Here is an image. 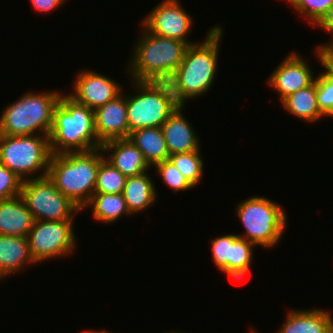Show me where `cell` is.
Listing matches in <instances>:
<instances>
[{
  "label": "cell",
  "instance_id": "cell-5",
  "mask_svg": "<svg viewBox=\"0 0 333 333\" xmlns=\"http://www.w3.org/2000/svg\"><path fill=\"white\" fill-rule=\"evenodd\" d=\"M62 91L26 92L15 102L3 108L0 116V134L22 136L49 135L53 112ZM40 132V133H39Z\"/></svg>",
  "mask_w": 333,
  "mask_h": 333
},
{
  "label": "cell",
  "instance_id": "cell-9",
  "mask_svg": "<svg viewBox=\"0 0 333 333\" xmlns=\"http://www.w3.org/2000/svg\"><path fill=\"white\" fill-rule=\"evenodd\" d=\"M20 196L34 221L74 220L81 209L63 195L48 178L27 179L22 182Z\"/></svg>",
  "mask_w": 333,
  "mask_h": 333
},
{
  "label": "cell",
  "instance_id": "cell-30",
  "mask_svg": "<svg viewBox=\"0 0 333 333\" xmlns=\"http://www.w3.org/2000/svg\"><path fill=\"white\" fill-rule=\"evenodd\" d=\"M22 182L20 177L0 163V200L20 196Z\"/></svg>",
  "mask_w": 333,
  "mask_h": 333
},
{
  "label": "cell",
  "instance_id": "cell-18",
  "mask_svg": "<svg viewBox=\"0 0 333 333\" xmlns=\"http://www.w3.org/2000/svg\"><path fill=\"white\" fill-rule=\"evenodd\" d=\"M329 312L321 308L289 310L283 326L275 333H333V317Z\"/></svg>",
  "mask_w": 333,
  "mask_h": 333
},
{
  "label": "cell",
  "instance_id": "cell-6",
  "mask_svg": "<svg viewBox=\"0 0 333 333\" xmlns=\"http://www.w3.org/2000/svg\"><path fill=\"white\" fill-rule=\"evenodd\" d=\"M236 207V215L245 228L243 235L239 234V237L265 249H271L280 243L288 219L279 203L255 195L243 200Z\"/></svg>",
  "mask_w": 333,
  "mask_h": 333
},
{
  "label": "cell",
  "instance_id": "cell-17",
  "mask_svg": "<svg viewBox=\"0 0 333 333\" xmlns=\"http://www.w3.org/2000/svg\"><path fill=\"white\" fill-rule=\"evenodd\" d=\"M185 106L180 105L161 126L169 156L191 151H200V140L194 126L183 115Z\"/></svg>",
  "mask_w": 333,
  "mask_h": 333
},
{
  "label": "cell",
  "instance_id": "cell-27",
  "mask_svg": "<svg viewBox=\"0 0 333 333\" xmlns=\"http://www.w3.org/2000/svg\"><path fill=\"white\" fill-rule=\"evenodd\" d=\"M290 5L303 16L304 20L307 19L316 28L333 5V0H294Z\"/></svg>",
  "mask_w": 333,
  "mask_h": 333
},
{
  "label": "cell",
  "instance_id": "cell-25",
  "mask_svg": "<svg viewBox=\"0 0 333 333\" xmlns=\"http://www.w3.org/2000/svg\"><path fill=\"white\" fill-rule=\"evenodd\" d=\"M169 159L193 187L199 185L205 164L200 151L172 154Z\"/></svg>",
  "mask_w": 333,
  "mask_h": 333
},
{
  "label": "cell",
  "instance_id": "cell-33",
  "mask_svg": "<svg viewBox=\"0 0 333 333\" xmlns=\"http://www.w3.org/2000/svg\"><path fill=\"white\" fill-rule=\"evenodd\" d=\"M325 32L331 33L333 35V5L328 10L327 14L321 19V21L316 25ZM332 41L328 43L320 44L319 46H333V36Z\"/></svg>",
  "mask_w": 333,
  "mask_h": 333
},
{
  "label": "cell",
  "instance_id": "cell-31",
  "mask_svg": "<svg viewBox=\"0 0 333 333\" xmlns=\"http://www.w3.org/2000/svg\"><path fill=\"white\" fill-rule=\"evenodd\" d=\"M315 55L325 72L333 79V46H316Z\"/></svg>",
  "mask_w": 333,
  "mask_h": 333
},
{
  "label": "cell",
  "instance_id": "cell-35",
  "mask_svg": "<svg viewBox=\"0 0 333 333\" xmlns=\"http://www.w3.org/2000/svg\"><path fill=\"white\" fill-rule=\"evenodd\" d=\"M167 333V332H166ZM169 333V332H168ZM170 333H184L183 331L179 332V331H170ZM186 333V332H185Z\"/></svg>",
  "mask_w": 333,
  "mask_h": 333
},
{
  "label": "cell",
  "instance_id": "cell-23",
  "mask_svg": "<svg viewBox=\"0 0 333 333\" xmlns=\"http://www.w3.org/2000/svg\"><path fill=\"white\" fill-rule=\"evenodd\" d=\"M128 138L143 153L151 169L156 163L169 159L161 127L139 128L130 132Z\"/></svg>",
  "mask_w": 333,
  "mask_h": 333
},
{
  "label": "cell",
  "instance_id": "cell-24",
  "mask_svg": "<svg viewBox=\"0 0 333 333\" xmlns=\"http://www.w3.org/2000/svg\"><path fill=\"white\" fill-rule=\"evenodd\" d=\"M91 208L92 217L98 222L111 224L121 217L132 216L126 206L122 193H94L83 210ZM124 215V216H123Z\"/></svg>",
  "mask_w": 333,
  "mask_h": 333
},
{
  "label": "cell",
  "instance_id": "cell-26",
  "mask_svg": "<svg viewBox=\"0 0 333 333\" xmlns=\"http://www.w3.org/2000/svg\"><path fill=\"white\" fill-rule=\"evenodd\" d=\"M126 178L103 157L97 171L94 193L120 194L123 192Z\"/></svg>",
  "mask_w": 333,
  "mask_h": 333
},
{
  "label": "cell",
  "instance_id": "cell-22",
  "mask_svg": "<svg viewBox=\"0 0 333 333\" xmlns=\"http://www.w3.org/2000/svg\"><path fill=\"white\" fill-rule=\"evenodd\" d=\"M281 104L289 114L307 123H317L322 120L324 115L319 109L317 100V76L309 86L285 97Z\"/></svg>",
  "mask_w": 333,
  "mask_h": 333
},
{
  "label": "cell",
  "instance_id": "cell-34",
  "mask_svg": "<svg viewBox=\"0 0 333 333\" xmlns=\"http://www.w3.org/2000/svg\"><path fill=\"white\" fill-rule=\"evenodd\" d=\"M81 333H112V332H109L107 330L105 331V329L104 330L101 329V330H98V331L93 329V330H89V331L88 330H84Z\"/></svg>",
  "mask_w": 333,
  "mask_h": 333
},
{
  "label": "cell",
  "instance_id": "cell-28",
  "mask_svg": "<svg viewBox=\"0 0 333 333\" xmlns=\"http://www.w3.org/2000/svg\"><path fill=\"white\" fill-rule=\"evenodd\" d=\"M153 168L162 181L172 189L173 193L179 191H187L193 188L190 182L182 175L170 159L156 163Z\"/></svg>",
  "mask_w": 333,
  "mask_h": 333
},
{
  "label": "cell",
  "instance_id": "cell-29",
  "mask_svg": "<svg viewBox=\"0 0 333 333\" xmlns=\"http://www.w3.org/2000/svg\"><path fill=\"white\" fill-rule=\"evenodd\" d=\"M317 100L322 114L333 118V79L325 71L317 76Z\"/></svg>",
  "mask_w": 333,
  "mask_h": 333
},
{
  "label": "cell",
  "instance_id": "cell-12",
  "mask_svg": "<svg viewBox=\"0 0 333 333\" xmlns=\"http://www.w3.org/2000/svg\"><path fill=\"white\" fill-rule=\"evenodd\" d=\"M179 0H162L140 22L149 32L166 38L177 39L189 45L187 39L194 22Z\"/></svg>",
  "mask_w": 333,
  "mask_h": 333
},
{
  "label": "cell",
  "instance_id": "cell-15",
  "mask_svg": "<svg viewBox=\"0 0 333 333\" xmlns=\"http://www.w3.org/2000/svg\"><path fill=\"white\" fill-rule=\"evenodd\" d=\"M123 93L94 111L95 132L101 143L129 137L126 94Z\"/></svg>",
  "mask_w": 333,
  "mask_h": 333
},
{
  "label": "cell",
  "instance_id": "cell-4",
  "mask_svg": "<svg viewBox=\"0 0 333 333\" xmlns=\"http://www.w3.org/2000/svg\"><path fill=\"white\" fill-rule=\"evenodd\" d=\"M103 157L101 148L51 154L47 176L63 195L82 210L94 194L97 171Z\"/></svg>",
  "mask_w": 333,
  "mask_h": 333
},
{
  "label": "cell",
  "instance_id": "cell-14",
  "mask_svg": "<svg viewBox=\"0 0 333 333\" xmlns=\"http://www.w3.org/2000/svg\"><path fill=\"white\" fill-rule=\"evenodd\" d=\"M300 54L290 52L268 78V86L275 89L280 102L289 94L309 86L316 78L311 65Z\"/></svg>",
  "mask_w": 333,
  "mask_h": 333
},
{
  "label": "cell",
  "instance_id": "cell-16",
  "mask_svg": "<svg viewBox=\"0 0 333 333\" xmlns=\"http://www.w3.org/2000/svg\"><path fill=\"white\" fill-rule=\"evenodd\" d=\"M101 149L104 158L126 177L140 175L151 167L145 160L143 153L129 138L104 142L101 144Z\"/></svg>",
  "mask_w": 333,
  "mask_h": 333
},
{
  "label": "cell",
  "instance_id": "cell-8",
  "mask_svg": "<svg viewBox=\"0 0 333 333\" xmlns=\"http://www.w3.org/2000/svg\"><path fill=\"white\" fill-rule=\"evenodd\" d=\"M51 154L47 135L0 134V163L23 181L46 177Z\"/></svg>",
  "mask_w": 333,
  "mask_h": 333
},
{
  "label": "cell",
  "instance_id": "cell-7",
  "mask_svg": "<svg viewBox=\"0 0 333 333\" xmlns=\"http://www.w3.org/2000/svg\"><path fill=\"white\" fill-rule=\"evenodd\" d=\"M131 81L135 94H126L129 135L139 128L161 127L180 106L168 82Z\"/></svg>",
  "mask_w": 333,
  "mask_h": 333
},
{
  "label": "cell",
  "instance_id": "cell-19",
  "mask_svg": "<svg viewBox=\"0 0 333 333\" xmlns=\"http://www.w3.org/2000/svg\"><path fill=\"white\" fill-rule=\"evenodd\" d=\"M36 264L27 237L0 235V280L19 274L24 266Z\"/></svg>",
  "mask_w": 333,
  "mask_h": 333
},
{
  "label": "cell",
  "instance_id": "cell-11",
  "mask_svg": "<svg viewBox=\"0 0 333 333\" xmlns=\"http://www.w3.org/2000/svg\"><path fill=\"white\" fill-rule=\"evenodd\" d=\"M210 243L212 259L220 271L237 280L248 274L254 243L233 233L211 239Z\"/></svg>",
  "mask_w": 333,
  "mask_h": 333
},
{
  "label": "cell",
  "instance_id": "cell-13",
  "mask_svg": "<svg viewBox=\"0 0 333 333\" xmlns=\"http://www.w3.org/2000/svg\"><path fill=\"white\" fill-rule=\"evenodd\" d=\"M73 82V91L68 95L93 111L114 100L124 91L112 78L93 70H80Z\"/></svg>",
  "mask_w": 333,
  "mask_h": 333
},
{
  "label": "cell",
  "instance_id": "cell-2",
  "mask_svg": "<svg viewBox=\"0 0 333 333\" xmlns=\"http://www.w3.org/2000/svg\"><path fill=\"white\" fill-rule=\"evenodd\" d=\"M140 28L126 72L134 81L167 82L184 59L189 44L157 36L142 24Z\"/></svg>",
  "mask_w": 333,
  "mask_h": 333
},
{
  "label": "cell",
  "instance_id": "cell-36",
  "mask_svg": "<svg viewBox=\"0 0 333 333\" xmlns=\"http://www.w3.org/2000/svg\"><path fill=\"white\" fill-rule=\"evenodd\" d=\"M286 1L291 4L294 0H286Z\"/></svg>",
  "mask_w": 333,
  "mask_h": 333
},
{
  "label": "cell",
  "instance_id": "cell-32",
  "mask_svg": "<svg viewBox=\"0 0 333 333\" xmlns=\"http://www.w3.org/2000/svg\"><path fill=\"white\" fill-rule=\"evenodd\" d=\"M68 0H30V3L34 10L38 13H48L64 5Z\"/></svg>",
  "mask_w": 333,
  "mask_h": 333
},
{
  "label": "cell",
  "instance_id": "cell-21",
  "mask_svg": "<svg viewBox=\"0 0 333 333\" xmlns=\"http://www.w3.org/2000/svg\"><path fill=\"white\" fill-rule=\"evenodd\" d=\"M154 183L148 171L126 178L122 195L131 215L147 210L156 202L159 195Z\"/></svg>",
  "mask_w": 333,
  "mask_h": 333
},
{
  "label": "cell",
  "instance_id": "cell-3",
  "mask_svg": "<svg viewBox=\"0 0 333 333\" xmlns=\"http://www.w3.org/2000/svg\"><path fill=\"white\" fill-rule=\"evenodd\" d=\"M48 140L52 154L101 148L95 132L94 111L62 93L53 112Z\"/></svg>",
  "mask_w": 333,
  "mask_h": 333
},
{
  "label": "cell",
  "instance_id": "cell-20",
  "mask_svg": "<svg viewBox=\"0 0 333 333\" xmlns=\"http://www.w3.org/2000/svg\"><path fill=\"white\" fill-rule=\"evenodd\" d=\"M33 216L21 196L0 200V235L27 237Z\"/></svg>",
  "mask_w": 333,
  "mask_h": 333
},
{
  "label": "cell",
  "instance_id": "cell-10",
  "mask_svg": "<svg viewBox=\"0 0 333 333\" xmlns=\"http://www.w3.org/2000/svg\"><path fill=\"white\" fill-rule=\"evenodd\" d=\"M73 224V220L34 221L27 238L30 254L37 264L73 254L77 245Z\"/></svg>",
  "mask_w": 333,
  "mask_h": 333
},
{
  "label": "cell",
  "instance_id": "cell-1",
  "mask_svg": "<svg viewBox=\"0 0 333 333\" xmlns=\"http://www.w3.org/2000/svg\"><path fill=\"white\" fill-rule=\"evenodd\" d=\"M223 28L212 26L205 40L188 46L184 59L167 81L179 105L206 94L215 81ZM199 96V97H198Z\"/></svg>",
  "mask_w": 333,
  "mask_h": 333
}]
</instances>
